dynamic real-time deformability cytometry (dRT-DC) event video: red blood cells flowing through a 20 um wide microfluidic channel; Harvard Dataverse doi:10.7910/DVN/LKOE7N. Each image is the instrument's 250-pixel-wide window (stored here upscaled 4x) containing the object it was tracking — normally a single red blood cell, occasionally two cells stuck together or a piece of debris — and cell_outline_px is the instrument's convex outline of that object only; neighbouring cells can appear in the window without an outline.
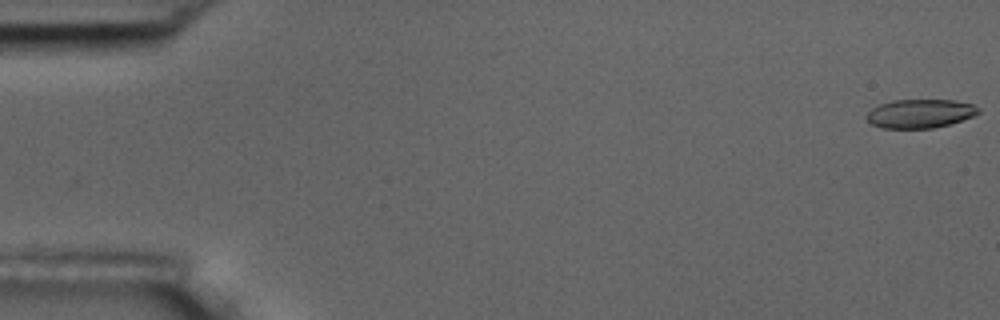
{"species": "common noctule bat (a hibernating species)", "species_latin": "Nyctalus noctula", "temperature_condition": "room temperature", "stored_images_in_passage": 9, "camera_frame_rate_fps": 3000, "um_per_image_px": 0.085, "animal": {"sex": "male", "body_mass_g": 17.5, "forearm_length_mm": 52.3}, "frame": {"image": 1, "passage_image": 1, "time_ms": 0.0, "image_size_px": [1000, 320], "cell_outline_px": [[980, 112], [972, 116], [948, 124], [932, 128], [884, 128], [872, 124], [864, 116], [872, 108], [880, 104], [892, 100], [956, 100], [972, 104], [980, 108]], "centroid_in_image_um": [78.19, 9.64], "position_along_channel_um": 6.8, "area_um2": 18.61}}
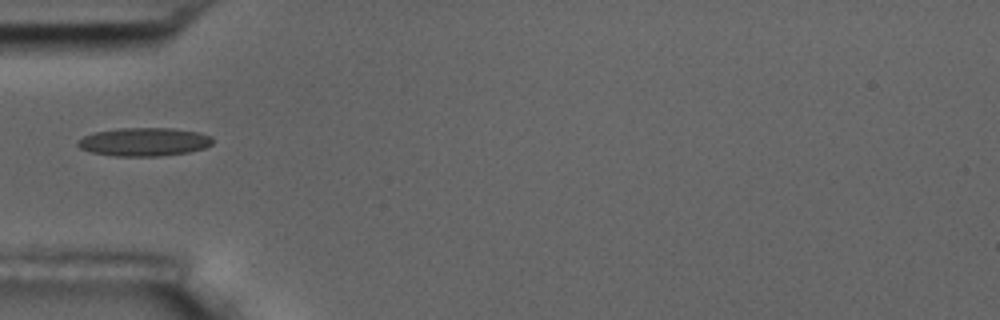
{"frame": {"image": 2, "passage_image": 6, "time_ms": 6.0, "image_size_px": [1000, 320], "cell_outline_px": [[212, 144], [204, 148], [188, 152], [160, 156], [112, 156], [92, 152], [80, 148], [76, 144], [84, 136], [96, 132], [120, 128], [172, 128], [196, 132], [212, 136]], "centroid_in_image_um": [12.26, 12.06], "position_along_channel_um": 72.7, "area_um2": 22.14}}
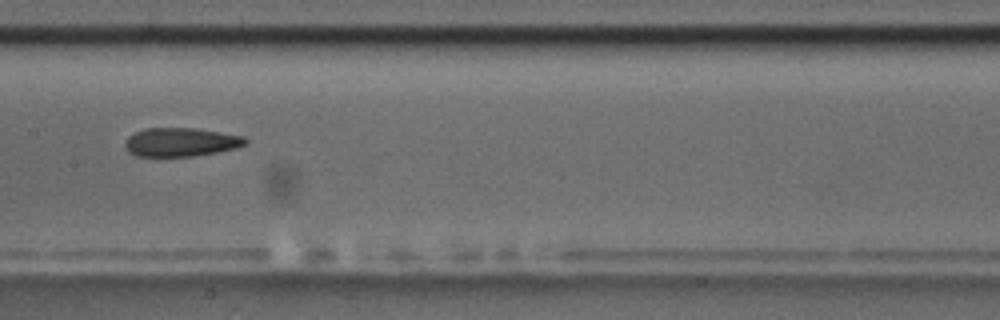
{"frame": {"image": 3, "passage_image": 9, "time_ms": 9.333, "image_size_px": [1000, 320], "cell_outline_px": [[248, 144], [236, 148], [216, 152], [192, 156], [136, 156], [128, 152], [124, 144], [128, 136], [144, 128], [196, 128], [244, 136], [248, 140]], "centroid_in_image_um": [15.38, 12.07], "position_along_channel_um": 192.0, "area_um2": 20.17}}